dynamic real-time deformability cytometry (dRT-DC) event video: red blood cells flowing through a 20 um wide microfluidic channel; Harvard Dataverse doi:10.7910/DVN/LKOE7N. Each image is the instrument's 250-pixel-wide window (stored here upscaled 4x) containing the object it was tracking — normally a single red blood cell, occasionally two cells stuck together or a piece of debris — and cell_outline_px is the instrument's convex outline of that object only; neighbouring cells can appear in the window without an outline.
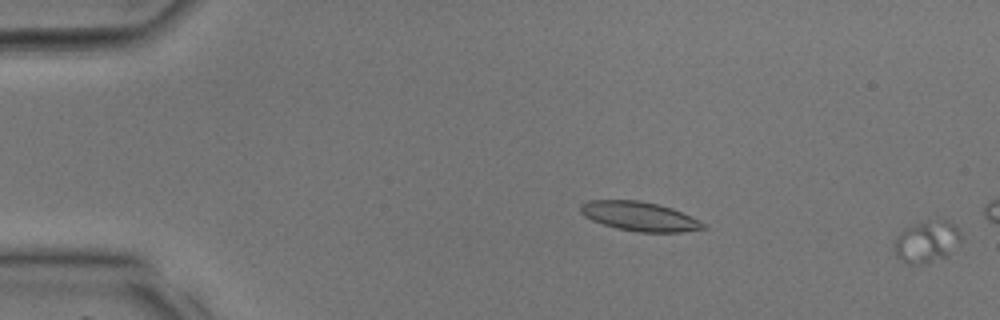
{"species": "common noctule bat (a hibernating species)", "species_latin": "Nyctalus noctula", "temperature_condition": "room temperature", "stored_images_in_passage": 6, "camera_frame_rate_fps": 3000, "um_per_image_px": 0.085, "animal": {"sex": "male", "body_mass_g": 17.9, "forearm_length_mm": 54.2}, "frame": {"image": 1, "passage_image": 6, "time_ms": 1.667, "image_size_px": [1000, 320], "cell_outline_px": [[960, 240], [944, 256], [928, 264], [908, 264], [896, 256], [892, 244], [900, 232], [904, 228], [916, 224], [940, 220], [948, 220], [956, 224], [960, 232]], "centroid_in_image_um": [78.73, 20.55], "position_along_channel_um": 6.3, "area_um2": 16.01}}